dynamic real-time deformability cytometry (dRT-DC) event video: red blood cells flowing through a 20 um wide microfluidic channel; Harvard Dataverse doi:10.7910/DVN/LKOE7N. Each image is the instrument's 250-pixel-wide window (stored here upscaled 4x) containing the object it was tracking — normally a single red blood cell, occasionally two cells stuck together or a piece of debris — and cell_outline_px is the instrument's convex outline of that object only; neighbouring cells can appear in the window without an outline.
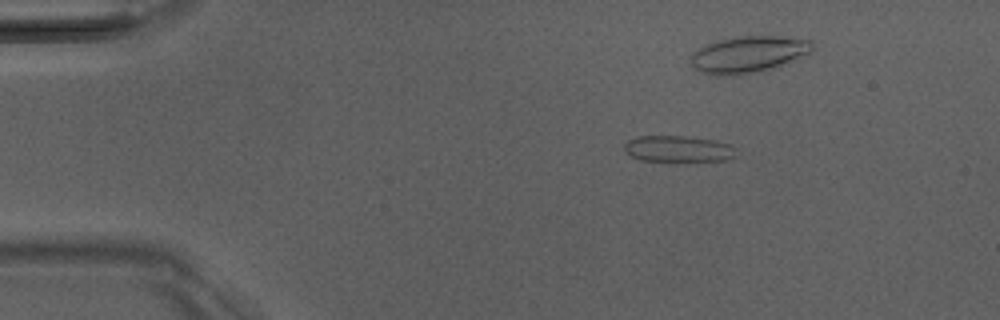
{"species": "Egyptian fruit bat (a non-hibernating species)", "species_latin": "Rousettus aegyptiacus", "temperature_condition": "room temperature", "stored_images_in_passage": 51, "camera_frame_rate_fps": 3000, "um_per_image_px": 0.085, "animal": {"sex": "male"}, "frame": {"image": 1, "passage_image": 8, "time_ms": 2.333, "image_size_px": [1000, 320], "cell_outline_px": [[736, 156], [732, 160], [640, 160], [624, 152], [624, 144], [628, 140], [636, 136], [684, 136], [716, 140], [732, 144], [736, 148]], "centroid_in_image_um": [57.69, 12.63], "position_along_channel_um": 27.3, "area_um2": 17.17}}
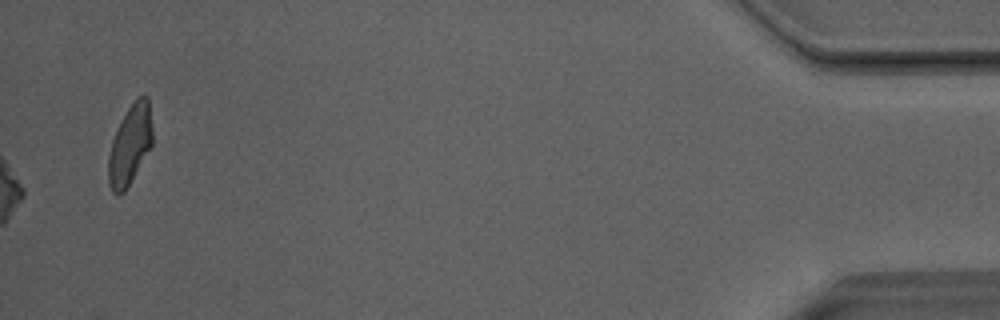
{"frame": {"image": 2, "passage_image": 51, "time_ms": 16.667, "image_size_px": [1000, 320], "cell_outline_px": [[152, 144], [124, 192], [120, 196], [116, 196], [112, 192], [108, 184], [108, 156], [112, 140], [120, 120], [136, 96], [144, 92], [148, 96], [152, 124]], "centroid_in_image_um": [11.04, 12.27], "position_along_channel_um": 424.2, "area_um2": 20.69}, "authors_computed_cell_mechanics": {"area_um2": 15.895, "velocity_mm_per_s": 4.0527, "shape_relaxation_time_tau1_ms": 8.9444, "shape_relaxation_time_tau2_ms": 1.0603, "deformation_change_tau1": 0.1667, "deformation_change_tau2": 0.0565}}